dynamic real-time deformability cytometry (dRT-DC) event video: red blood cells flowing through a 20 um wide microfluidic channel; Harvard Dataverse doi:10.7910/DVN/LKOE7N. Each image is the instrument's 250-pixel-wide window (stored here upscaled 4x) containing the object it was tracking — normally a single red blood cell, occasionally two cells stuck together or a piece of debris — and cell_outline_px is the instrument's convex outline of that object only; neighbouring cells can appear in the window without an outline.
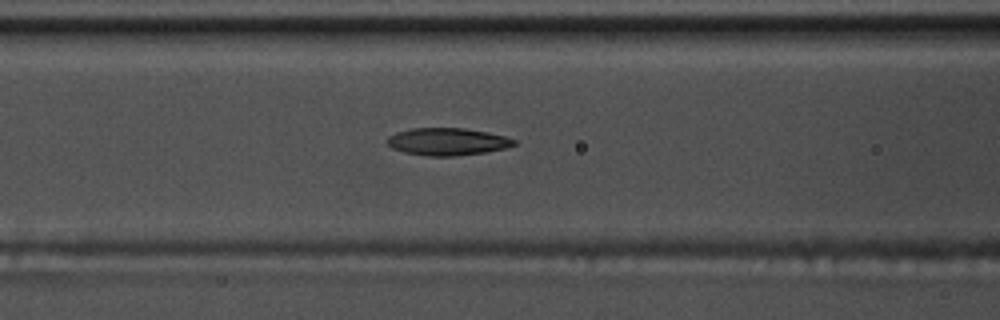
{"species": "common noctule bat (a hibernating species)", "species_latin": "Nyctalus noctula", "temperature_condition": "warm", "stored_images_in_passage": 45, "camera_frame_rate_fps": 3000, "um_per_image_px": 0.085, "animal": {"sex": "male", "body_mass_g": 17.5, "forearm_length_mm": 52.3}, "frame": {"image": 1, "passage_image": 14, "time_ms": 4.333, "image_size_px": [1000, 320], "cell_outline_px": [[516, 144], [504, 148], [484, 152], [456, 156], [428, 156], [404, 152], [392, 148], [384, 140], [388, 136], [396, 132], [412, 128], [464, 128], [488, 132], [504, 136], [516, 140]], "centroid_in_image_um": [37.99, 12.03], "position_along_channel_um": 128.6, "area_um2": 20.23}, "authors_computed_cell_mechanics": {"area_um2": 20.6924, "velocity_mm_per_s": 3.8054, "shape_relaxation_time_tau1_ms": null, "shape_relaxation_time_tau2_ms": 2.7784, "deformation_change_tau1": null, "deformation_change_tau2": 0.1038}}